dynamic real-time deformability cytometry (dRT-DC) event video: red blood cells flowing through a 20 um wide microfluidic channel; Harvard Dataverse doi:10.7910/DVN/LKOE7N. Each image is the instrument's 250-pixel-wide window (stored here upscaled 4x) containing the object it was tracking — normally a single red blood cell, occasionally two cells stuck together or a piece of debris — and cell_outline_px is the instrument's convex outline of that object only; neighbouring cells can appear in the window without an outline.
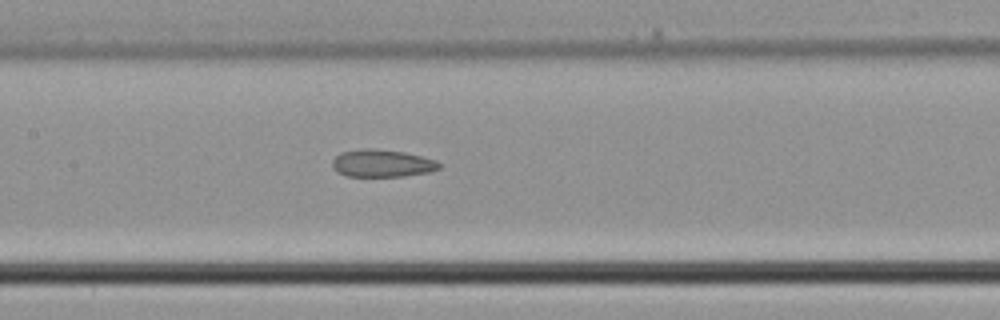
{"species": "common noctule bat (a hibernating species)", "species_latin": "Nyctalus noctula", "temperature_condition": "cold", "stored_images_in_passage": 7, "segment_of_instrument_passage": [1, 2], "camera_frame_rate_fps": 3000, "um_per_image_px": 0.085, "animal": {"sex": "male", "body_mass_g": 21.5, "forearm_length_mm": 52.0}, "frame": {"image": 1, "passage_image": 6, "time_ms": 1.667, "image_size_px": [1000, 320], "cell_outline_px": [[440, 168], [428, 172], [404, 176], [348, 176], [340, 172], [332, 164], [332, 160], [340, 152], [364, 148], [372, 148], [404, 152], [436, 160], [440, 164]], "centroid_in_image_um": [32.49, 13.87], "position_along_channel_um": 174.9, "area_um2": 16.88}}